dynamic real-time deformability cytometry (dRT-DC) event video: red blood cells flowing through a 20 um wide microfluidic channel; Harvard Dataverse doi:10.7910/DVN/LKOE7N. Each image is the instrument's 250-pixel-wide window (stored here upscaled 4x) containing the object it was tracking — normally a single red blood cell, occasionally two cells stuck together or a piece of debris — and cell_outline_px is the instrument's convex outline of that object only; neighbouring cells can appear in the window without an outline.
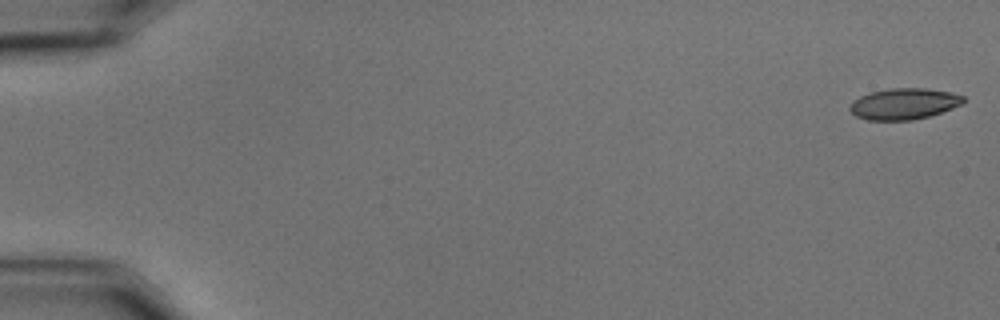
{"species": "common noctule bat (a hibernating species)", "species_latin": "Nyctalus noctula", "temperature_condition": "cold", "stored_images_in_passage": 58, "camera_frame_rate_fps": 3000, "um_per_image_px": 0.085, "animal": {"sex": "male", "body_mass_g": 15.6}, "frame": {"image": 1, "passage_image": 1, "time_ms": 0.0, "image_size_px": [1000, 320], "cell_outline_px": [[964, 100], [960, 104], [952, 108], [928, 116], [912, 120], [868, 120], [856, 116], [848, 108], [852, 100], [860, 96], [872, 92], [892, 88], [924, 88], [948, 92], [964, 96]], "centroid_in_image_um": [76.79, 8.83], "position_along_channel_um": 8.2, "area_um2": 20.35}}
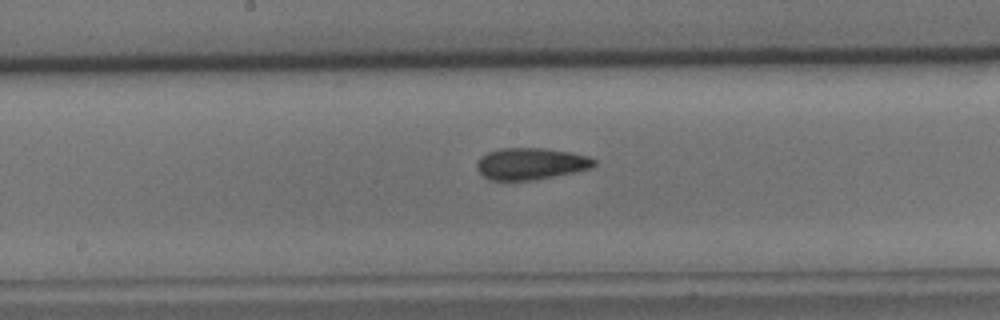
{"frame": {"image": 2, "passage_image": 31, "time_ms": 10.0, "image_size_px": [1000, 320], "cell_outline_px": [[596, 164], [592, 168], [532, 180], [492, 180], [484, 176], [476, 168], [476, 164], [480, 156], [488, 152], [500, 148], [544, 148], [572, 152], [588, 156], [596, 160]], "centroid_in_image_um": [45.11, 13.9], "position_along_channel_um": 203.1, "area_um2": 21.62}}
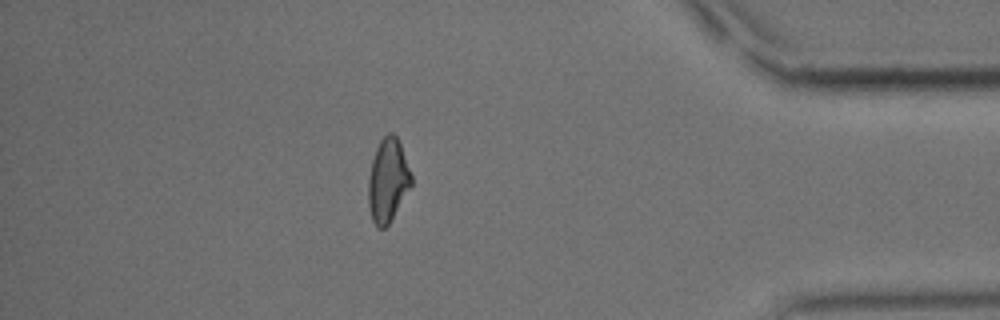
{"frame": {"image": 3, "passage_image": 51, "time_ms": 16.667, "image_size_px": [1000, 320], "cell_outline_px": [[412, 184], [388, 224], [384, 228], [376, 228], [372, 220], [368, 204], [368, 176], [372, 160], [376, 148], [380, 140], [388, 132], [392, 132], [396, 136], [400, 144], [412, 176]], "centroid_in_image_um": [32.94, 15.33], "position_along_channel_um": 402.3, "area_um2": 20.75}, "authors_computed_cell_mechanics": {"area_um2": 21.2993, "velocity_mm_per_s": 3.4889, "shape_relaxation_time_tau1_ms": 7.7441, "shape_relaxation_time_tau2_ms": 3.0432, "deformation_change_tau1": 0.1717, "deformation_change_tau2": 0.0939}}